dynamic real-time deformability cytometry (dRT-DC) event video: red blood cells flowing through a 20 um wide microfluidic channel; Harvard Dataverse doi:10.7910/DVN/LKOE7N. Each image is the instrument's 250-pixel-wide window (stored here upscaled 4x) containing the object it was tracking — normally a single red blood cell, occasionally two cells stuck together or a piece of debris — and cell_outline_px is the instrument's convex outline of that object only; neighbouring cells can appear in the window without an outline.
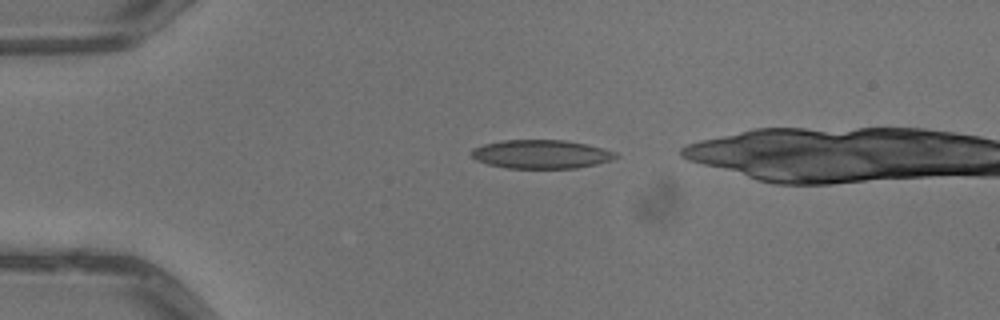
{"species": "common noctule bat (a hibernating species)", "species_latin": "Nyctalus noctula", "temperature_condition": "warm", "stored_images_in_passage": 2, "camera_frame_rate_fps": 3000, "um_per_image_px": 0.085, "animal": {"sex": "male", "body_mass_g": 13.3}, "frame": {"image": 1, "passage_image": 1, "time_ms": 0.0, "image_size_px": [1000, 320], "cell_outline_px": [[620, 156], [612, 160], [596, 164], [576, 168], [508, 168], [488, 164], [476, 160], [468, 152], [472, 148], [484, 144], [500, 140], [564, 140], [588, 144], [616, 152]], "centroid_in_image_um": [45.99, 13.1], "position_along_channel_um": 39.0, "area_um2": 24.28}}